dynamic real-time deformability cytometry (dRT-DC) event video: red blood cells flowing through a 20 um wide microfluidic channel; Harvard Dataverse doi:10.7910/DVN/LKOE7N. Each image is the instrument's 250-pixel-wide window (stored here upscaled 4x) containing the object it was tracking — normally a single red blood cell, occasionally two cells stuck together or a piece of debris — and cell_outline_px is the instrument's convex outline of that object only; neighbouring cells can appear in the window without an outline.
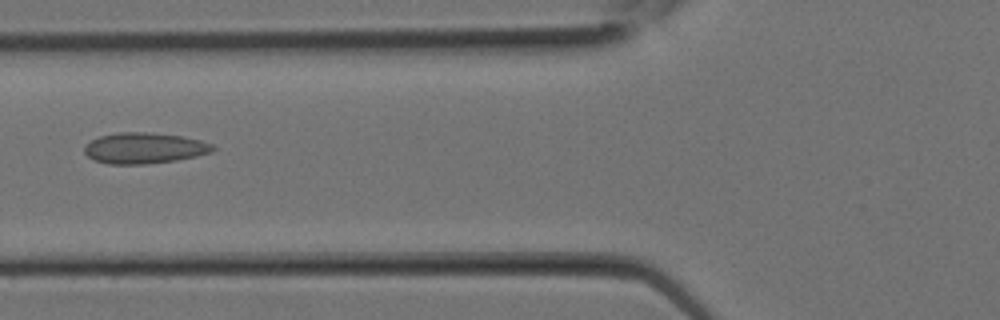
{"species": "Egyptian fruit bat (a non-hibernating species)", "species_latin": "Rousettus aegyptiacus", "temperature_condition": "room temperature", "stored_images_in_passage": 11, "camera_frame_rate_fps": 3000, "um_per_image_px": 0.085, "animal": {"sex": "female"}, "frame": {"image": 1, "passage_image": 10, "time_ms": 3.0, "image_size_px": [1000, 320], "cell_outline_px": [[216, 148], [212, 152], [196, 156], [176, 160], [144, 164], [108, 164], [96, 160], [88, 156], [84, 152], [84, 148], [92, 140], [100, 136], [120, 132], [148, 132], [180, 136], [200, 140], [212, 144]], "centroid_in_image_um": [12.28, 12.59], "position_along_channel_um": 113.5, "area_um2": 22.89}}